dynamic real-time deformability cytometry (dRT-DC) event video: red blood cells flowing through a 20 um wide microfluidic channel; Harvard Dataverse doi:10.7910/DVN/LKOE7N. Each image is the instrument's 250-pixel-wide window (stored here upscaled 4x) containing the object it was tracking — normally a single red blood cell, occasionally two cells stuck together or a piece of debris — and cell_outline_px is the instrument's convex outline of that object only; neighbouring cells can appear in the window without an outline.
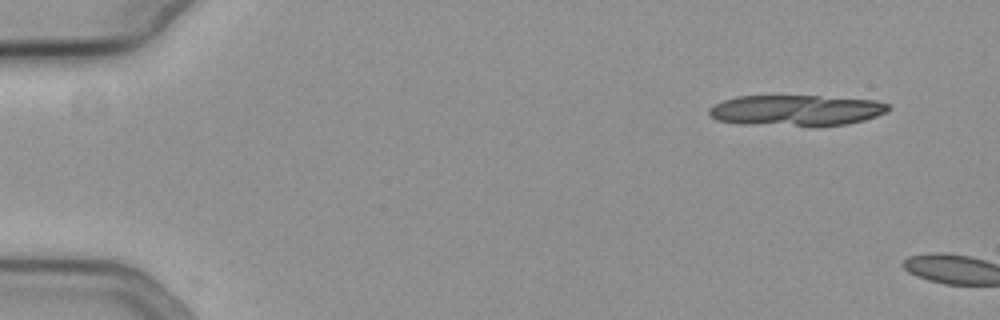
{"species": "common noctule bat (a hibernating species)", "species_latin": "Nyctalus noctula", "temperature_condition": "cold", "stored_images_in_passage": 5, "camera_frame_rate_fps": 3000, "um_per_image_px": 0.085, "animal": {"sex": "female", "body_mass_g": 19.3, "forearm_length_mm": 54.1}, "frame": {"image": 1, "passage_image": 3, "time_ms": 0.667, "image_size_px": [1000, 320], "cell_outline_px": [[888, 112], [864, 120], [844, 124], [744, 124], [716, 120], [708, 112], [708, 108], [724, 100], [736, 96], [820, 96], [876, 100], [888, 104]], "centroid_in_image_um": [67.66, 9.35], "position_along_channel_um": 17.3, "area_um2": 31.44}}